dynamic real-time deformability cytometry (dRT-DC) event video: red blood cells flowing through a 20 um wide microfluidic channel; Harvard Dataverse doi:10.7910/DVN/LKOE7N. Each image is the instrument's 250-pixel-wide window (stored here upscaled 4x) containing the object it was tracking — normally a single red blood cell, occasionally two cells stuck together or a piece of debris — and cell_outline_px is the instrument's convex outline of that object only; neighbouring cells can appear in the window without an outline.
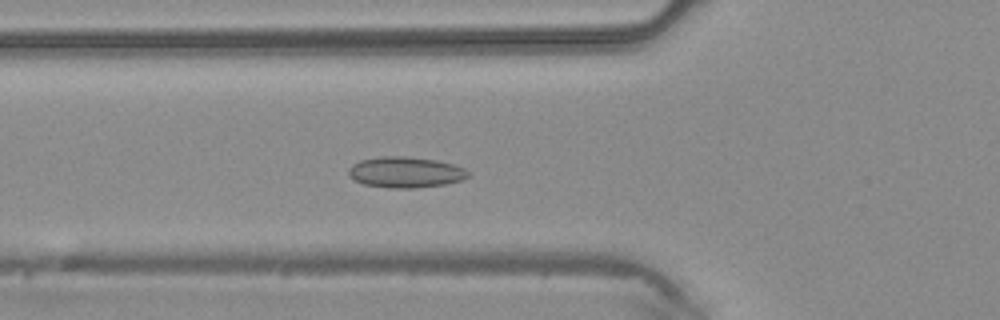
{"species": "common noctule bat (a hibernating species)", "species_latin": "Nyctalus noctula", "temperature_condition": "warm", "stored_images_in_passage": 44, "camera_frame_rate_fps": 3000, "um_per_image_px": 0.085, "animal": {"sex": "male", "body_mass_g": 20.4}, "frame": {"image": 1, "passage_image": 15, "time_ms": 4.667, "image_size_px": [1000, 320], "cell_outline_px": [[472, 172], [464, 180], [444, 184], [416, 188], [388, 188], [364, 184], [348, 176], [348, 168], [352, 164], [360, 160], [380, 156], [404, 156], [436, 160], [452, 164], [464, 168]], "centroid_in_image_um": [34.47, 14.64], "position_along_channel_um": 91.3, "area_um2": 21.68}}
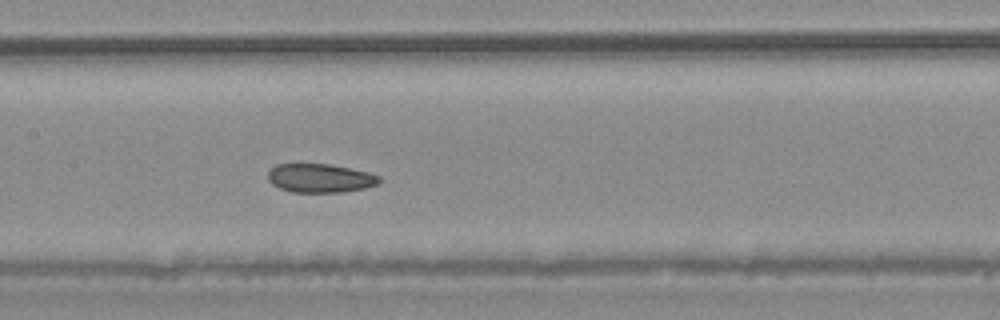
{"frame": {"image": 2, "passage_image": 21, "time_ms": 6.667, "image_size_px": [1000, 320], "cell_outline_px": [[380, 184], [364, 188], [344, 192], [292, 192], [280, 188], [272, 184], [268, 180], [268, 172], [276, 164], [332, 164], [368, 172], [380, 176]], "centroid_in_image_um": [27.23, 15.14], "position_along_channel_um": 180.2, "area_um2": 18.73}}
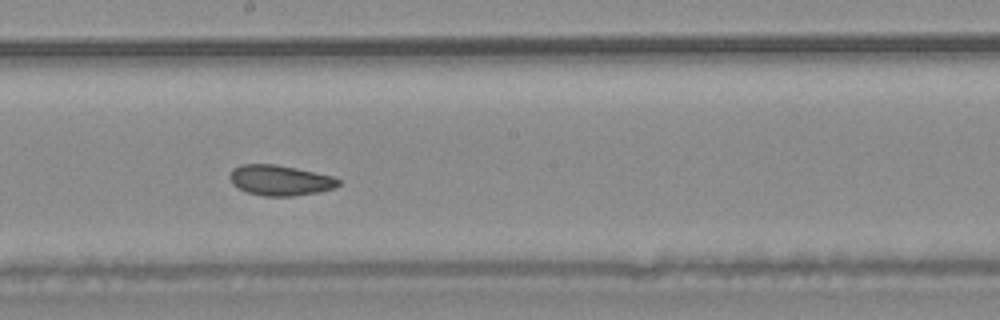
{"frame": {"image": 3, "passage_image": 24, "time_ms": 7.667, "image_size_px": [1000, 320], "cell_outline_px": [[340, 184], [336, 188], [320, 192], [292, 196], [264, 196], [248, 192], [232, 184], [228, 176], [232, 168], [240, 164], [276, 164], [296, 168], [332, 176], [340, 180]], "centroid_in_image_um": [23.8, 15.32], "position_along_channel_um": 224.4, "area_um2": 19.36}}